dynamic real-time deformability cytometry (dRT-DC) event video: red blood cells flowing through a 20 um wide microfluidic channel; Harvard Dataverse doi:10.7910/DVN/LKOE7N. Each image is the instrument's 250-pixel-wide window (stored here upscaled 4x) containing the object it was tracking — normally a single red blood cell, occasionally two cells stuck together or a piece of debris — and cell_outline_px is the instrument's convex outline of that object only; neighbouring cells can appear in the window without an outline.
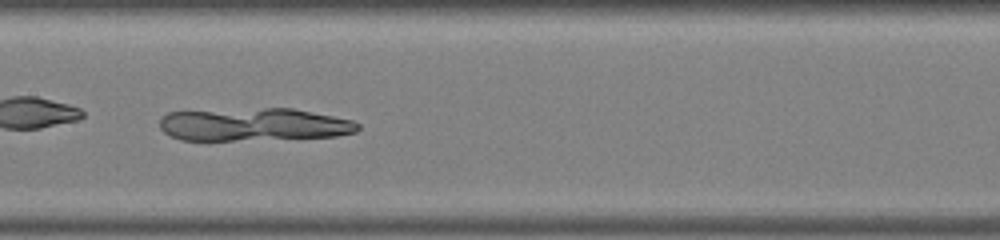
{"species": "common noctule bat (a hibernating species)", "species_latin": "Nyctalus noctula", "temperature_condition": "warm", "stored_images_in_passage": 31, "camera_frame_rate_fps": 3000, "um_per_image_px": 0.085, "animal": {"sex": "male", "body_mass_g": 19.0, "forearm_length_mm": 50.8}, "frame": {"image": 1, "passage_image": 10, "time_ms": 3.0, "image_size_px": [1000, 240], "cell_outline_px": [[360, 128], [356, 132], [336, 136], [232, 140], [180, 140], [164, 132], [160, 128], [160, 116], [168, 112], [264, 108], [292, 108], [352, 120], [360, 124]], "centroid_in_image_um": [21.55, 10.58], "position_along_channel_um": 185.9, "area_um2": 37.69}}